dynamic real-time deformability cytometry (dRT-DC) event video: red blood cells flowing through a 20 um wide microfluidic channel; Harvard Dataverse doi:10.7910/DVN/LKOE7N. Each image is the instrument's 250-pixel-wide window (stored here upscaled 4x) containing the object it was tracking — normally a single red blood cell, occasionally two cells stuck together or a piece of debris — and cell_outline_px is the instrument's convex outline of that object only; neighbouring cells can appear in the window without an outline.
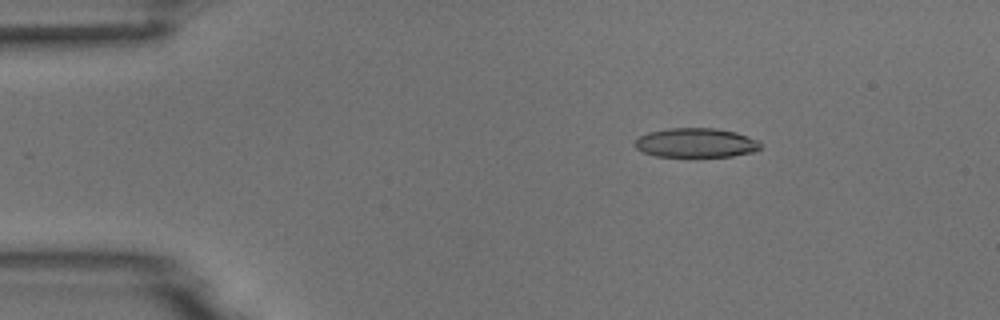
{"species": "common noctule bat (a hibernating species)", "species_latin": "Nyctalus noctula", "temperature_condition": "room temperature", "stored_images_in_passage": 5, "camera_frame_rate_fps": 3000, "um_per_image_px": 0.085, "animal": {"sex": "male", "body_mass_g": 18.8}, "frame": {"image": 1, "passage_image": 3, "time_ms": 2.333, "image_size_px": [1000, 320], "cell_outline_px": [[760, 148], [756, 152], [732, 156], [656, 156], [640, 152], [632, 144], [640, 136], [648, 132], [668, 128], [716, 128], [736, 132], [760, 140]], "centroid_in_image_um": [59.15, 12.13], "position_along_channel_um": 25.8, "area_um2": 21.68}}
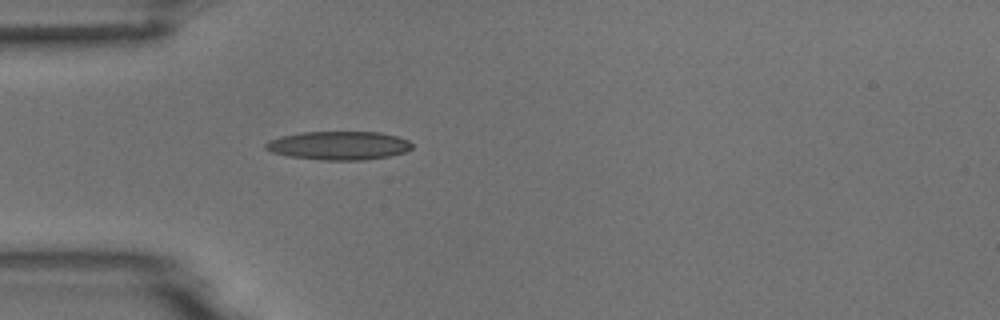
{"frame": {"image": 2, "passage_image": 5, "time_ms": 4.667, "image_size_px": [1000, 320], "cell_outline_px": [[412, 148], [404, 152], [388, 156], [364, 160], [320, 160], [288, 156], [272, 152], [264, 148], [264, 144], [268, 140], [280, 136], [300, 132], [380, 132], [396, 136], [408, 140], [412, 144]], "centroid_in_image_um": [28.75, 12.37], "position_along_channel_um": 56.2, "area_um2": 24.45}}